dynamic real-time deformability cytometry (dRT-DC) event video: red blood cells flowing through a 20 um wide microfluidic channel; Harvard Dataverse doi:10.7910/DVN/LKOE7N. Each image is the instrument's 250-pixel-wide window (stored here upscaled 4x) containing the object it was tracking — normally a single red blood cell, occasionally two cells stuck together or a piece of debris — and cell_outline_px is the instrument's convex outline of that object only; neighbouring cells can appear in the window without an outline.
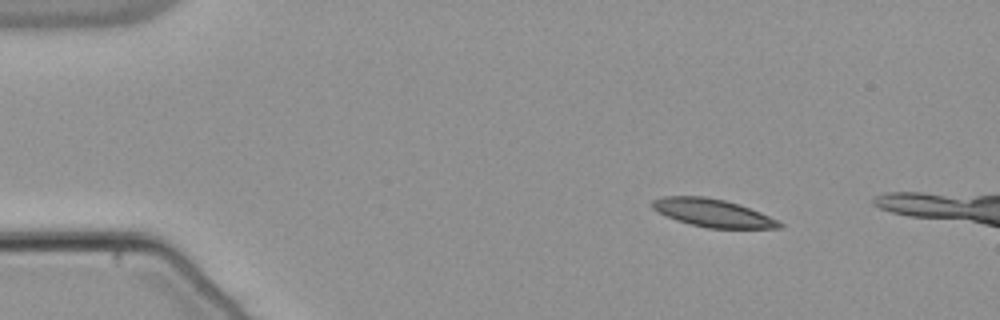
{"species": "common noctule bat (a hibernating species)", "species_latin": "Nyctalus noctula", "temperature_condition": "warm", "stored_images_in_passage": 4, "camera_frame_rate_fps": 3000, "um_per_image_px": 0.085, "animal": {"sex": "male", "body_mass_g": 21.5, "forearm_length_mm": 52.0}, "frame": {"image": 1, "passage_image": 4, "time_ms": 1.0, "image_size_px": [1000, 320], "cell_outline_px": [[784, 228], [708, 228], [676, 220], [652, 208], [652, 200], [664, 196], [704, 196], [724, 200], [740, 204], [760, 212], [784, 224]], "centroid_in_image_um": [60.6, 18.09], "position_along_channel_um": 24.4, "area_um2": 20.46}}